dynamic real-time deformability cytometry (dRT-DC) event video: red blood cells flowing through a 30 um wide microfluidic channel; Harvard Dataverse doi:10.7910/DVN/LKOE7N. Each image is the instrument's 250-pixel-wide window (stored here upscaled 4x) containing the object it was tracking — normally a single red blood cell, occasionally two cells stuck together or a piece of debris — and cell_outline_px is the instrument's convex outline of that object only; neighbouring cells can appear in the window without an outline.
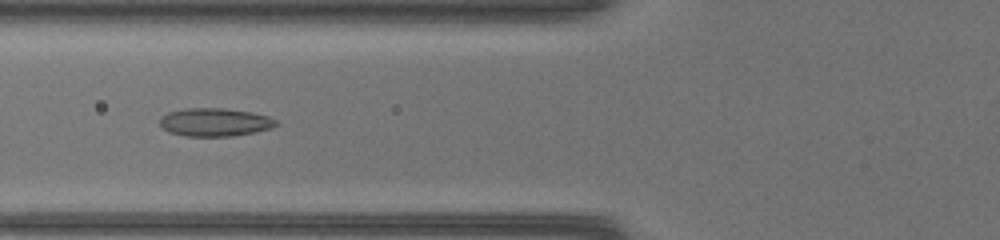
{"species": "common noctule bat (a hibernating species)", "species_latin": "Nyctalus noctula", "temperature_condition": "warm", "stored_images_in_passage": 34, "camera_frame_rate_fps": 3000, "um_per_image_px": 0.085, "animal": {"sex": "female", "body_mass_g": 17.0, "forearm_length_mm": 48.0}, "frame": {"image": 1, "passage_image": 7, "time_ms": 2.0, "image_size_px": [1000, 240], "cell_outline_px": [[280, 124], [272, 128], [256, 132], [232, 136], [188, 136], [168, 132], [160, 124], [160, 116], [168, 112], [188, 108], [224, 108], [252, 112], [268, 116], [276, 120]], "centroid_in_image_um": [18.29, 10.38], "position_along_channel_um": 107.5, "area_um2": 19.19}}
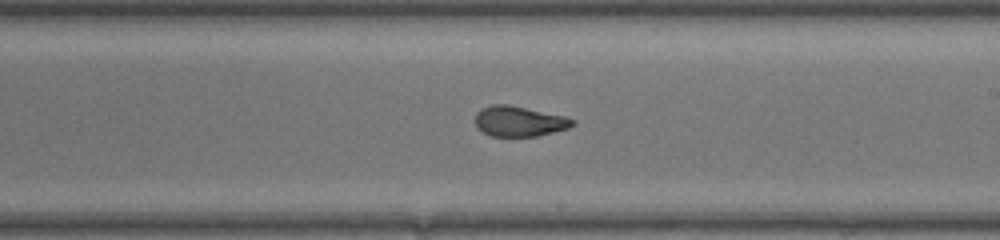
{"frame": {"image": 2, "passage_image": 16, "time_ms": 5.0, "image_size_px": [1000, 240], "cell_outline_px": [[576, 124], [568, 128], [536, 136], [488, 136], [480, 132], [476, 128], [476, 112], [492, 104], [508, 104], [564, 116], [576, 120]], "centroid_in_image_um": [44.11, 10.32], "position_along_channel_um": 244.9, "area_um2": 17.22}}
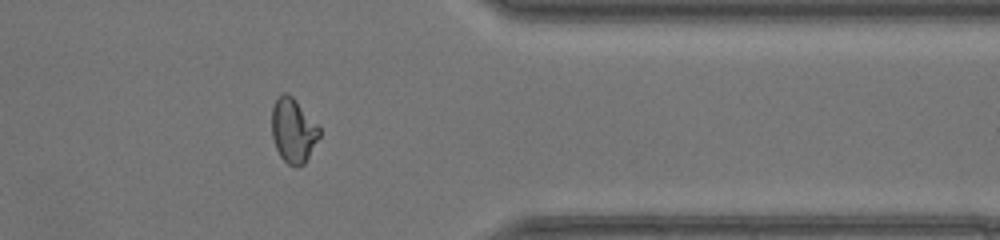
{"frame": {"image": 3, "passage_image": 26, "time_ms": 8.333, "image_size_px": [1000, 240], "cell_outline_px": [[320, 136], [304, 164], [296, 168], [288, 164], [280, 156], [276, 148], [272, 136], [272, 108], [276, 100], [284, 92], [288, 92], [296, 100], [320, 128]], "centroid_in_image_um": [24.92, 11.11], "position_along_channel_um": 386.5, "area_um2": 17.74}}